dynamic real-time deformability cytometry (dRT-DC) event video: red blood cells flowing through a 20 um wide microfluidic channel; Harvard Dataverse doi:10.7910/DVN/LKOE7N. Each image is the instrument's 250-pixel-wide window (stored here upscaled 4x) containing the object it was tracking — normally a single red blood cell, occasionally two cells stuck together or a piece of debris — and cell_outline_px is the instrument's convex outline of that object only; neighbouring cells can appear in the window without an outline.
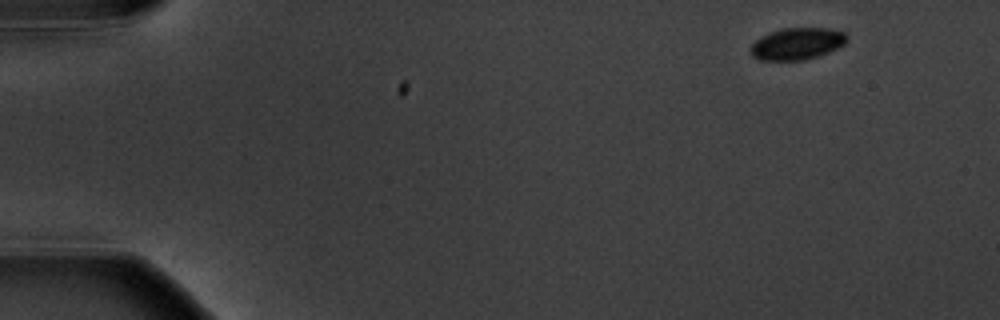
{"species": "common noctule bat (a hibernating species)", "species_latin": "Nyctalus noctula", "temperature_condition": "warm", "stored_images_in_passage": 5, "camera_frame_rate_fps": 3000, "um_per_image_px": 0.085, "animal": {"sex": "male", "body_mass_g": 20.1, "forearm_length_mm": 53.5}, "frame": {"image": 1, "passage_image": 1, "time_ms": 0.0, "image_size_px": [1000, 320], "cell_outline_px": [[848, 40], [844, 44], [828, 52], [804, 60], [760, 60], [752, 56], [748, 52], [748, 48], [760, 36], [784, 28], [828, 28], [844, 32], [848, 36]], "centroid_in_image_um": [67.72, 3.72], "position_along_channel_um": 17.3, "area_um2": 17.92}}
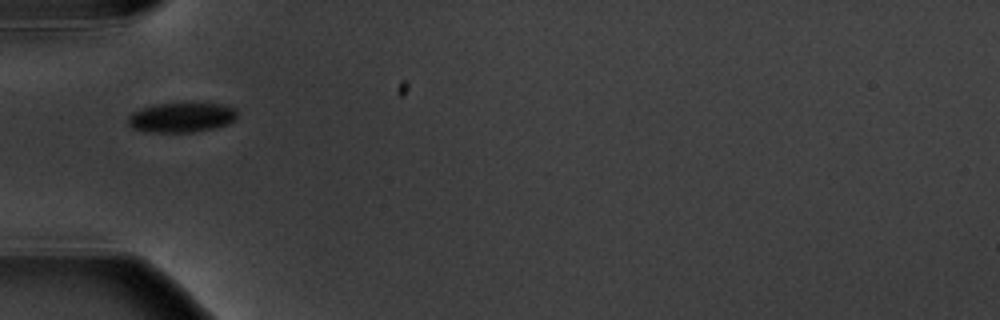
{"frame": {"image": 2, "passage_image": 5, "time_ms": 4.667, "image_size_px": [1000, 320], "cell_outline_px": [[236, 120], [228, 124], [216, 128], [192, 132], [144, 132], [132, 128], [128, 124], [128, 116], [132, 112], [140, 108], [152, 104], [192, 100], [228, 104], [236, 108]], "centroid_in_image_um": [15.47, 9.92], "position_along_channel_um": 69.5, "area_um2": 20.23}}